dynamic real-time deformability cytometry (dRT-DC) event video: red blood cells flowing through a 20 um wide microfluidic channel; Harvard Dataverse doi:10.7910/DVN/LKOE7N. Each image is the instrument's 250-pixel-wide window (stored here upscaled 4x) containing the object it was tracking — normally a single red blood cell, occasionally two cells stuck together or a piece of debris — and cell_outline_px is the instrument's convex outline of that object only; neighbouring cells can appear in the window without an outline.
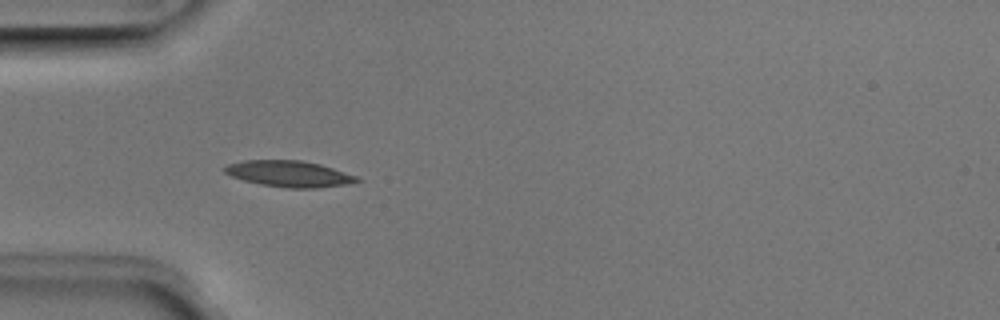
{"species": "Egyptian fruit bat (a non-hibernating species)", "species_latin": "Rousettus aegyptiacus", "temperature_condition": "room temperature", "stored_images_in_passage": 6, "camera_frame_rate_fps": 3000, "um_per_image_px": 0.085, "animal": {"sex": "male"}, "frame": {"image": 1, "passage_image": 5, "time_ms": 1.333, "image_size_px": [1000, 320], "cell_outline_px": [[360, 180], [348, 184], [316, 188], [284, 188], [260, 184], [244, 180], [232, 176], [224, 172], [224, 168], [228, 164], [244, 160], [300, 160], [320, 164], [356, 176]], "centroid_in_image_um": [24.56, 14.77], "position_along_channel_um": 60.4, "area_um2": 20.0}}